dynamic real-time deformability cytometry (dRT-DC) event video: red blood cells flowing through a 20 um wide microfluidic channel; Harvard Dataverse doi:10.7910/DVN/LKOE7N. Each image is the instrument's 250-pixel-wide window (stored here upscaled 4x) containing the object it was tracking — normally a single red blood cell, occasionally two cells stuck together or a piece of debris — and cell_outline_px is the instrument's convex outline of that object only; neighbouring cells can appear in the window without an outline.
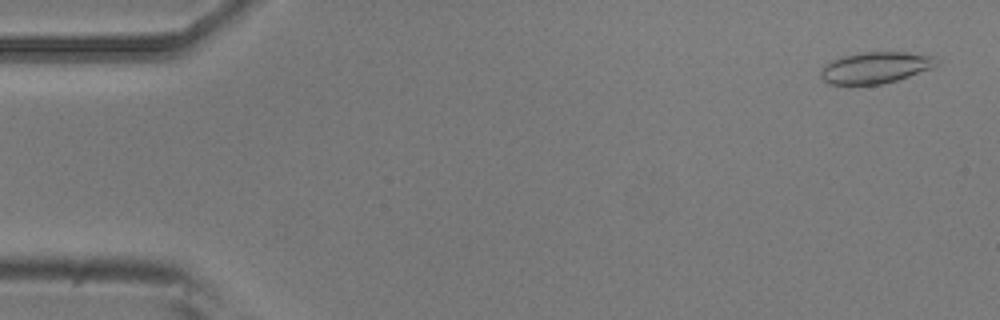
{"species": "common noctule bat (a hibernating species)", "species_latin": "Nyctalus noctula", "temperature_condition": "room temperature", "stored_images_in_passage": 54, "camera_frame_rate_fps": 3000, "um_per_image_px": 0.085, "animal": {"sex": "male", "body_mass_g": 20.5, "forearm_length_mm": 52.5}, "frame": {"image": 1, "passage_image": 2, "time_ms": 0.333, "image_size_px": [1000, 320], "cell_outline_px": [[940, 64], [932, 68], [896, 80], [880, 84], [828, 84], [820, 76], [820, 72], [832, 60], [844, 56], [860, 52], [908, 52], [936, 56], [940, 60]], "centroid_in_image_um": [74.48, 5.73], "position_along_channel_um": 10.5, "area_um2": 21.1}}
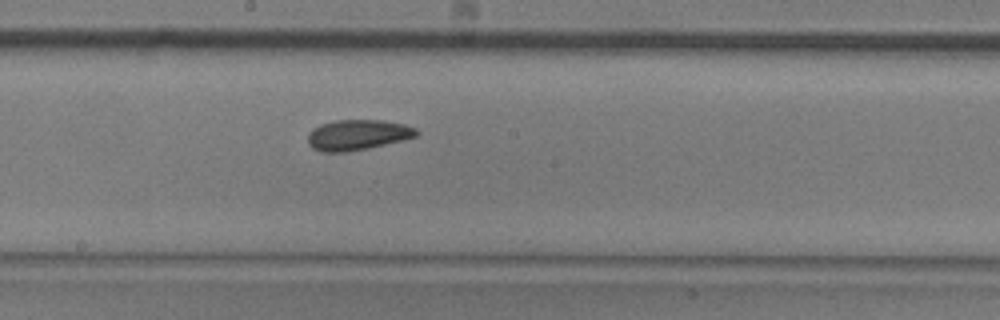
{"frame": {"image": 2, "passage_image": 29, "time_ms": 9.333, "image_size_px": [1000, 320], "cell_outline_px": [[420, 132], [416, 136], [404, 140], [368, 148], [348, 152], [324, 152], [312, 148], [308, 144], [308, 132], [312, 128], [320, 124], [336, 120], [380, 120], [404, 124], [416, 128]], "centroid_in_image_um": [30.38, 11.46], "position_along_channel_um": 217.8, "area_um2": 19.42}}
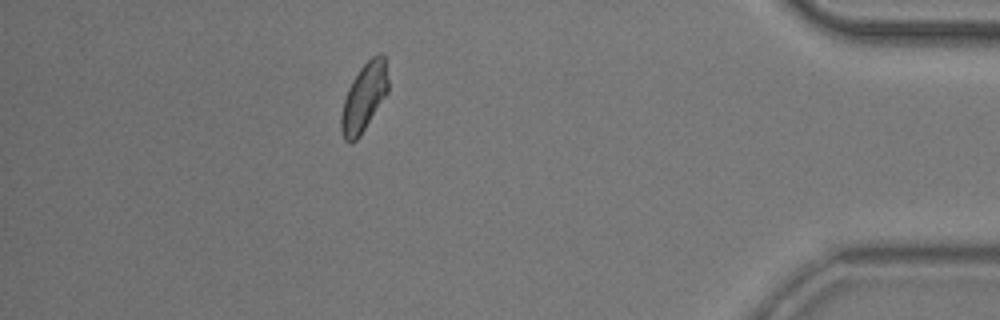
{"frame": {"image": 3, "passage_image": 48, "time_ms": 15.667, "image_size_px": [1000, 320], "cell_outline_px": [[388, 92], [360, 136], [352, 144], [348, 144], [344, 140], [340, 128], [340, 116], [344, 100], [348, 88], [352, 80], [360, 68], [376, 52], [380, 52], [384, 56], [388, 80]], "centroid_in_image_um": [30.92, 8.29], "position_along_channel_um": 404.3, "area_um2": 18.79}, "authors_computed_cell_mechanics": {"area_um2": 19.1607, "velocity_mm_per_s": 3.6801, "shape_relaxation_time_tau1_ms": null, "shape_relaxation_time_tau2_ms": 2.4568, "deformation_change_tau1": null, "deformation_change_tau2": 0.0594}}